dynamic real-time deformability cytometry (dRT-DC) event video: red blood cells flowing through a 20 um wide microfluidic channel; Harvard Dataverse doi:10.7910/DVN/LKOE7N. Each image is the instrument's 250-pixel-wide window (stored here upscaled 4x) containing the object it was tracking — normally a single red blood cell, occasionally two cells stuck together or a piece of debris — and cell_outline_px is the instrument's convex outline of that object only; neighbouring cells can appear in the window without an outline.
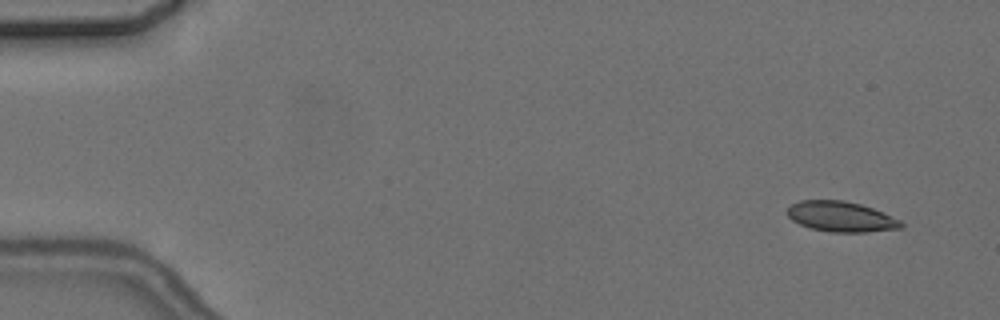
{"species": "common noctule bat (a hibernating species)", "species_latin": "Nyctalus noctula", "temperature_condition": "cold", "stored_images_in_passage": 4, "camera_frame_rate_fps": 3000, "um_per_image_px": 0.085, "animal": {"sex": "female", "body_mass_g": 24.6, "forearm_length_mm": 56.2}, "frame": {"image": 1, "passage_image": 1, "time_ms": 0.0, "image_size_px": [1000, 320], "cell_outline_px": [[904, 224], [900, 228], [864, 232], [832, 232], [812, 228], [800, 224], [792, 220], [788, 216], [788, 208], [792, 204], [800, 200], [844, 200], [860, 204], [872, 208], [900, 220]], "centroid_in_image_um": [71.47, 18.41], "position_along_channel_um": 13.5, "area_um2": 19.83}}
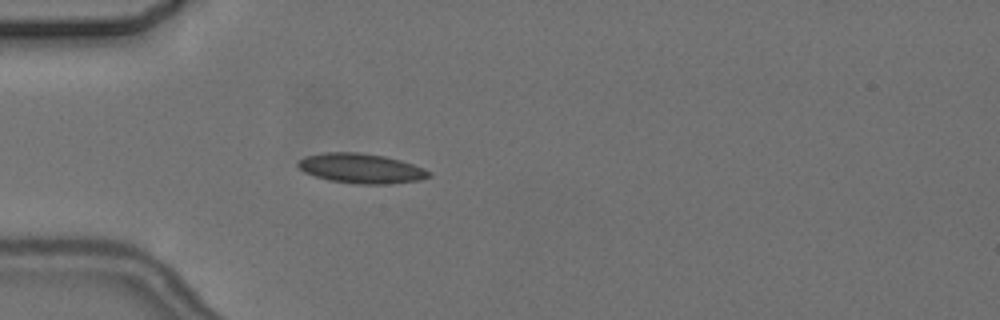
{"frame": {"image": 2, "passage_image": 4, "time_ms": 4.333, "image_size_px": [1000, 320], "cell_outline_px": [[432, 176], [420, 180], [388, 184], [356, 184], [328, 180], [304, 172], [296, 164], [304, 156], [324, 152], [360, 152], [384, 156], [400, 160], [424, 168], [432, 172]], "centroid_in_image_um": [30.71, 14.31], "position_along_channel_um": 54.3, "area_um2": 22.83}}